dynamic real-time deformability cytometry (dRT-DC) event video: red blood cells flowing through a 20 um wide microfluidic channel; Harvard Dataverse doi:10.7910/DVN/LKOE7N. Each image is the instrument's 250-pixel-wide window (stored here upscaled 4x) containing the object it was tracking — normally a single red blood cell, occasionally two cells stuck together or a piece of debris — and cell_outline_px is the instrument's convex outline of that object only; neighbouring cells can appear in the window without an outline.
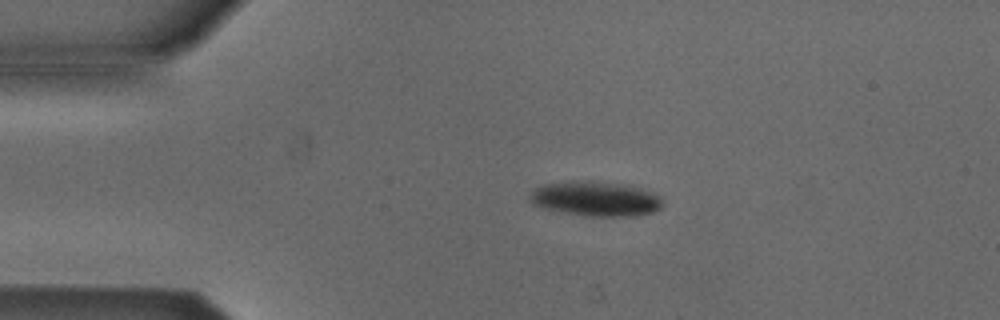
{"species": "Egyptian fruit bat (a non-hibernating species)", "species_latin": "Rousettus aegyptiacus", "temperature_condition": "cold", "stored_images_in_passage": 43, "camera_frame_rate_fps": 3000, "um_per_image_px": 0.085, "animal": {"sex": "male"}, "frame": {"image": 1, "passage_image": 1, "time_ms": 0.0, "image_size_px": [1000, 320], "cell_outline_px": [[664, 204], [660, 208], [652, 212], [636, 216], [584, 216], [540, 208], [532, 204], [528, 200], [528, 196], [536, 188], [544, 184], [592, 180], [616, 184], [648, 192], [660, 196]], "centroid_in_image_um": [50.55, 16.92], "position_along_channel_um": 34.4, "area_um2": 26.53}}
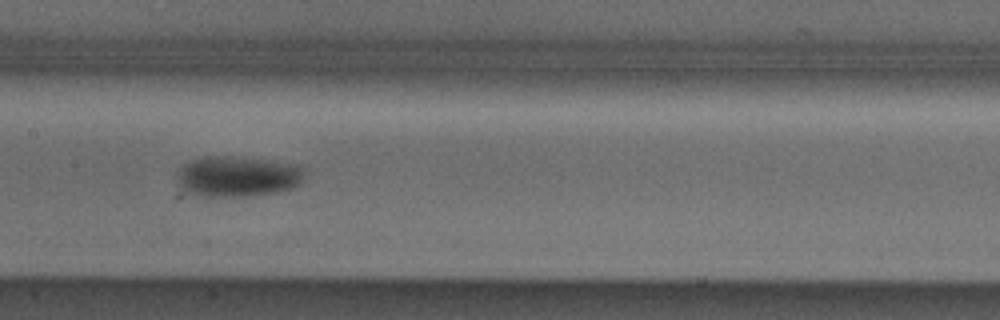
{"frame": {"image": 2, "passage_image": 16, "time_ms": 5.0, "image_size_px": [1000, 320], "cell_outline_px": [[304, 172], [300, 184], [292, 188], [276, 192], [244, 196], [196, 196], [180, 188], [176, 180], [176, 172], [188, 160], [208, 156], [228, 156], [268, 160], [300, 164], [304, 168]], "centroid_in_image_um": [20.16, 14.99], "position_along_channel_um": 187.2, "area_um2": 30.52}}
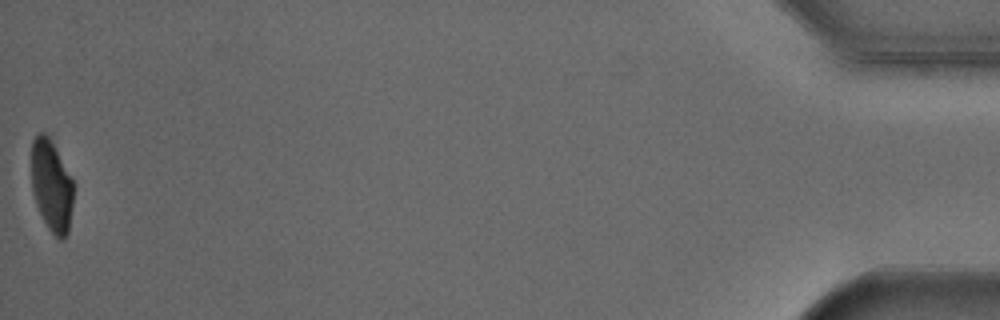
{"frame": {"image": 3, "passage_image": 43, "time_ms": 14.0, "image_size_px": [1000, 320], "cell_outline_px": [[72, 204], [68, 232], [64, 240], [60, 240], [48, 228], [36, 204], [32, 188], [32, 140], [40, 132], [44, 132], [48, 136], [72, 176]], "centroid_in_image_um": [4.38, 15.79], "position_along_channel_um": 430.8, "area_um2": 22.14}, "authors_computed_cell_mechanics": {"area_um2": 27.8596, "velocity_mm_per_s": 3.8467, "shape_relaxation_time_tau1_ms": 2.8374, "shape_relaxation_time_tau2_ms": null, "deformation_change_tau1": 0.1141, "deformation_change_tau2": null}}